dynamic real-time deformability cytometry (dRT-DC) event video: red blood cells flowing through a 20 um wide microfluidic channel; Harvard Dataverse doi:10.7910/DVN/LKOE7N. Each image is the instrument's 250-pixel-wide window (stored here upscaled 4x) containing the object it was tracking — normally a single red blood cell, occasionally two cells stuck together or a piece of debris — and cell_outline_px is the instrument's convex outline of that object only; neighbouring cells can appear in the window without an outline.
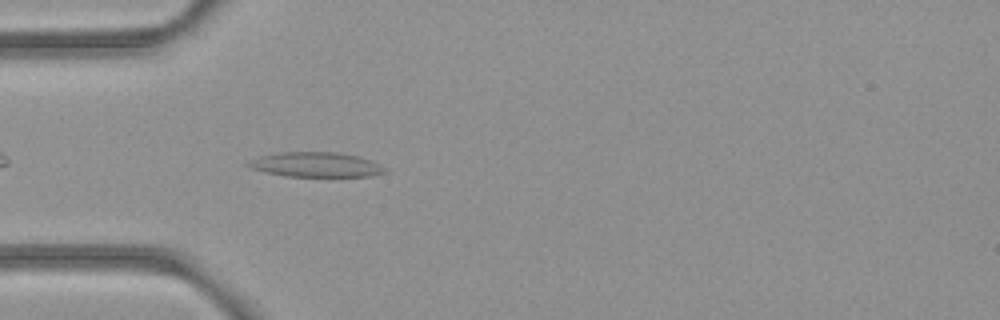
{"species": "common noctule bat (a hibernating species)", "species_latin": "Nyctalus noctula", "temperature_condition": "room temperature", "stored_images_in_passage": 5, "camera_frame_rate_fps": 3000, "um_per_image_px": 0.085, "animal": {"sex": "female", "body_mass_g": 21.9}, "frame": {"image": 1, "passage_image": 5, "time_ms": 1.333, "image_size_px": [1000, 320], "cell_outline_px": [[388, 172], [372, 176], [284, 176], [264, 172], [252, 168], [244, 164], [260, 156], [280, 152], [336, 152], [356, 156], [372, 160], [388, 168]], "centroid_in_image_um": [26.9, 14.0], "position_along_channel_um": 58.1, "area_um2": 19.77}}